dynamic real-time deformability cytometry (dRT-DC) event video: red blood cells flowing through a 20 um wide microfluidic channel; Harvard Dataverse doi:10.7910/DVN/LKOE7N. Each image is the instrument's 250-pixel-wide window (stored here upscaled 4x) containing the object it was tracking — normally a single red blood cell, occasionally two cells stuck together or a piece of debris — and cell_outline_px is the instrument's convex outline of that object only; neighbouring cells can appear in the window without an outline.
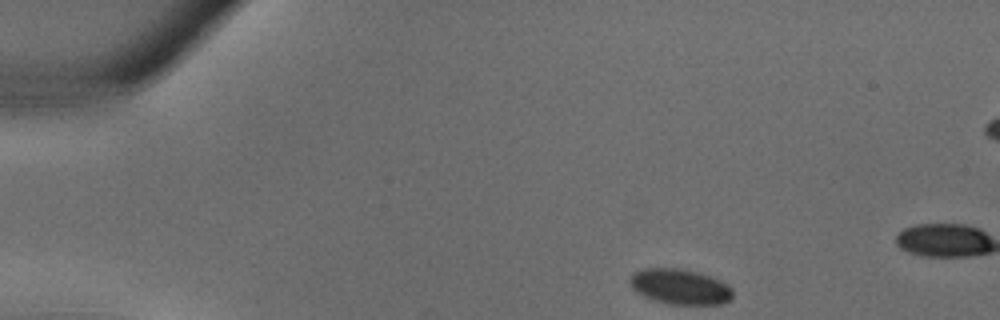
{"species": "common noctule bat (a hibernating species)", "species_latin": "Nyctalus noctula", "temperature_condition": "warm", "stored_images_in_passage": 7, "camera_frame_rate_fps": 3000, "um_per_image_px": 0.085, "animal": {"sex": "male", "body_mass_g": 18.8}, "frame": {"image": 1, "passage_image": 1, "time_ms": 0.0, "image_size_px": [1000, 320], "cell_outline_px": [[732, 296], [728, 300], [720, 304], [668, 304], [644, 296], [636, 292], [632, 288], [628, 280], [632, 272], [644, 268], [680, 268], [696, 272], [720, 280], [728, 284], [732, 288]], "centroid_in_image_um": [57.76, 24.35], "position_along_channel_um": 27.2, "area_um2": 21.15}}